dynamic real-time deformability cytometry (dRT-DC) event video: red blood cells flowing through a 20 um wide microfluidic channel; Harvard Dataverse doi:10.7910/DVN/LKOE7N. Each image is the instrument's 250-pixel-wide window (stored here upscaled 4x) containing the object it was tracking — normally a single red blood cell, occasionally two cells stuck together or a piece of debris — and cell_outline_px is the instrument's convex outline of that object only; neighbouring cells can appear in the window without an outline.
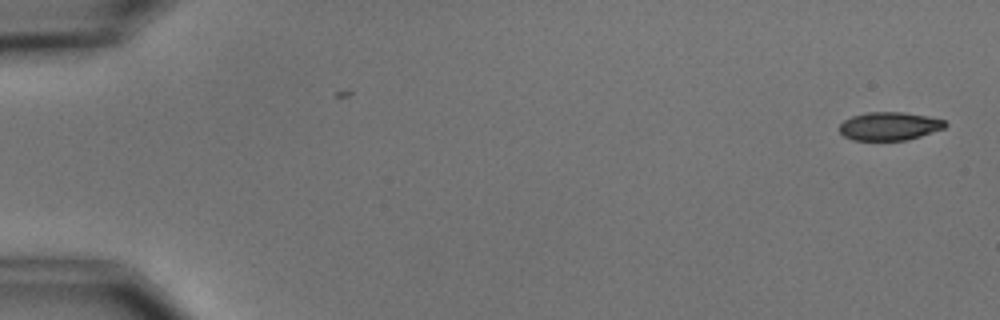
{"species": "common noctule bat (a hibernating species)", "species_latin": "Nyctalus noctula", "temperature_condition": "cold", "stored_images_in_passage": 2, "camera_frame_rate_fps": 3000, "um_per_image_px": 0.085, "animal": {"sex": "male", "body_mass_g": 15.6}, "frame": {"image": 1, "passage_image": 2, "time_ms": 1.333, "image_size_px": [1000, 320], "cell_outline_px": [[948, 124], [944, 128], [908, 140], [852, 140], [844, 136], [840, 132], [840, 124], [844, 120], [852, 116], [868, 112], [904, 112], [928, 116], [944, 120]], "centroid_in_image_um": [75.6, 10.72], "position_along_channel_um": 9.4, "area_um2": 17.4}}